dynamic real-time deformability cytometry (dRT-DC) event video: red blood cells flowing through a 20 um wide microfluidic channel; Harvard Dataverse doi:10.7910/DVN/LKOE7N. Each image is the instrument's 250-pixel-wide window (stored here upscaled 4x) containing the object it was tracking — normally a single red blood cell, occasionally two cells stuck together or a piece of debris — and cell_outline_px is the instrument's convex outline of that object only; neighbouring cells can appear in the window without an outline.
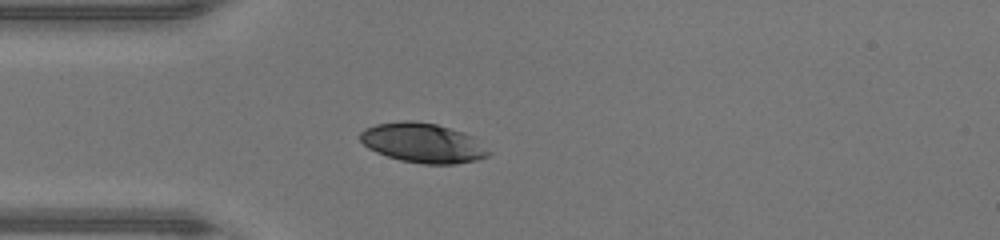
{"species": "human", "species_latin": "Homo sapiens", "temperature_condition": "warm", "stored_images_in_passage": 35, "camera_frame_rate_fps": 3000, "um_per_image_px": 0.085, "donor": {"sex": "male"}, "frame": {"image": 1, "passage_image": 1, "time_ms": 0.0, "image_size_px": [1000, 240], "cell_outline_px": [[492, 152], [488, 156], [476, 160], [456, 164], [424, 164], [400, 160], [376, 152], [368, 148], [360, 140], [360, 132], [364, 128], [376, 124], [404, 120], [416, 120], [436, 124], [464, 132], [472, 136]], "centroid_in_image_um": [35.94, 12.14], "position_along_channel_um": 49.1, "area_um2": 29.77}}
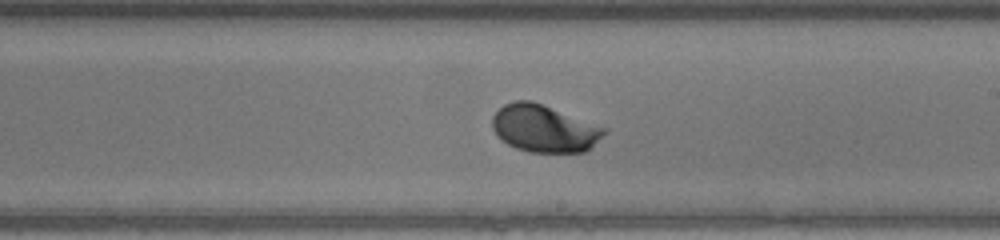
{"frame": {"image": 2, "passage_image": 15, "time_ms": 4.667, "image_size_px": [1000, 240], "cell_outline_px": [[608, 132], [584, 152], [528, 152], [516, 148], [508, 144], [492, 128], [492, 116], [504, 104], [516, 100], [532, 100], [608, 128]], "centroid_in_image_um": [46.28, 10.91], "position_along_channel_um": 242.7, "area_um2": 30.75}}
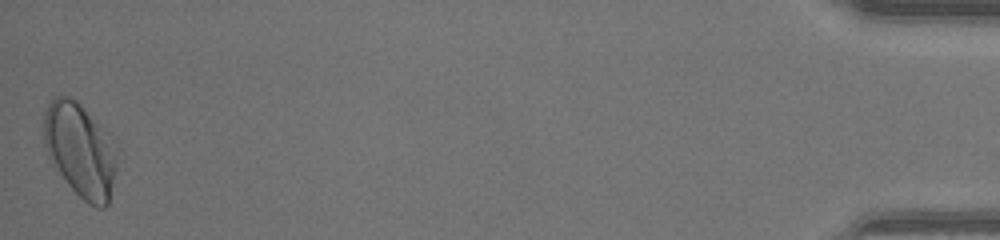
{"frame": {"image": 3, "passage_image": 35, "time_ms": 11.333, "image_size_px": [1000, 240], "cell_outline_px": [[116, 168], [108, 204], [104, 208], [96, 208], [88, 204], [68, 184], [48, 156], [44, 144], [44, 112], [48, 104], [56, 96], [68, 96], [76, 100], [108, 132], [116, 164]], "centroid_in_image_um": [6.79, 12.75], "position_along_channel_um": 428.4, "area_um2": 39.3}, "authors_computed_cell_mechanics": {"area_um2": 30.1138, "velocity_mm_per_s": 4.3616, "shape_relaxation_time_tau1_ms": 1.3987, "shape_relaxation_time_tau2_ms": null, "deformation_change_tau1": 0.1291, "deformation_change_tau2": null}}